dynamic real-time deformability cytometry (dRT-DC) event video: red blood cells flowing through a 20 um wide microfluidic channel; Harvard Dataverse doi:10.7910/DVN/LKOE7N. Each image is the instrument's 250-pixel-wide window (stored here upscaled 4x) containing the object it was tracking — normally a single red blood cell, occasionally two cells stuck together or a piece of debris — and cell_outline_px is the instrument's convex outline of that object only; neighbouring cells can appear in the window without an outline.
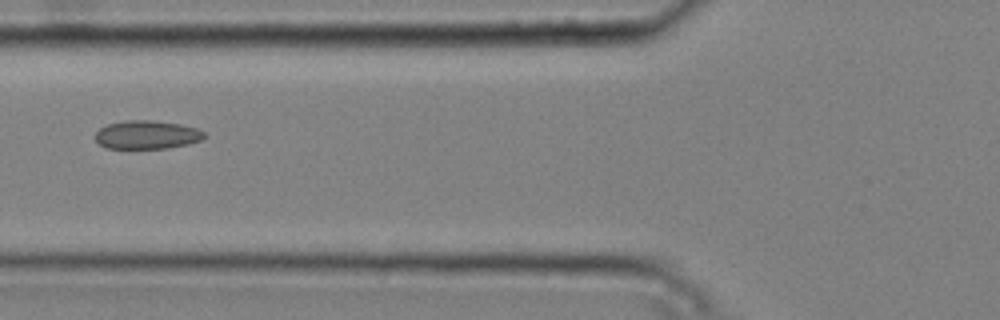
{"species": "common noctule bat (a hibernating species)", "species_latin": "Nyctalus noctula", "temperature_condition": "cold", "stored_images_in_passage": 2, "camera_frame_rate_fps": 3000, "um_per_image_px": 0.085, "animal": {"sex": "male", "body_mass_g": 20.4}, "frame": {"image": 1, "passage_image": 2, "time_ms": 0.333, "image_size_px": [1000, 320], "cell_outline_px": [[208, 136], [200, 140], [188, 144], [168, 148], [104, 148], [96, 140], [96, 132], [100, 128], [108, 124], [124, 120], [152, 120], [180, 124], [196, 128], [204, 132]], "centroid_in_image_um": [12.5, 11.45], "position_along_channel_um": 113.3, "area_um2": 18.09}}